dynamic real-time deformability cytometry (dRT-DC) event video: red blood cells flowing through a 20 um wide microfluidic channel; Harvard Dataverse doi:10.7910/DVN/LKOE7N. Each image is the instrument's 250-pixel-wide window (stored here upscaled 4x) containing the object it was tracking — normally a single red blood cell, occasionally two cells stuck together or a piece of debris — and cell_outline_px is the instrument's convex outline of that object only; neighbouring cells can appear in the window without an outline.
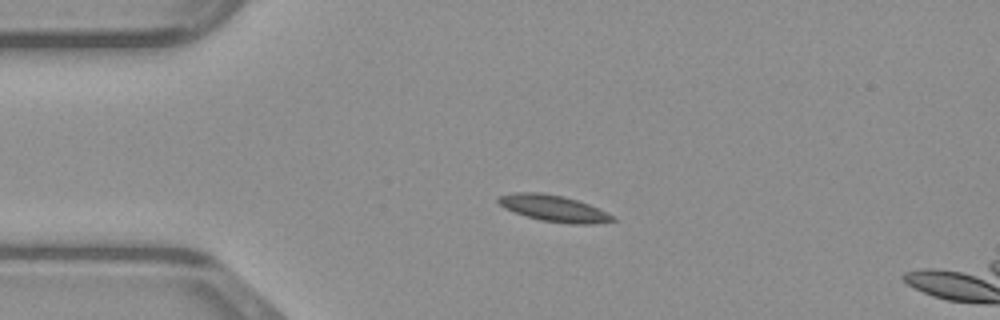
{"species": "common noctule bat (a hibernating species)", "species_latin": "Nyctalus noctula", "temperature_condition": "warm", "stored_images_in_passage": 38, "camera_frame_rate_fps": 3000, "um_per_image_px": 0.085, "animal": {"sex": "male", "body_mass_g": 23.1, "forearm_length_mm": 52.7}, "frame": {"image": 1, "passage_image": 10, "time_ms": 3.0, "image_size_px": [1000, 320], "cell_outline_px": [[616, 220], [592, 224], [572, 224], [540, 220], [504, 208], [496, 200], [500, 196], [512, 192], [540, 192], [564, 196], [588, 204], [612, 216]], "centroid_in_image_um": [47.02, 17.7], "position_along_channel_um": 38.0, "area_um2": 17.22}}
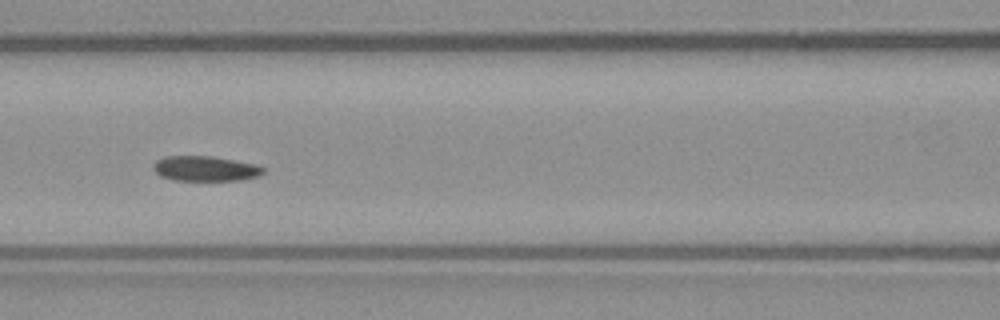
{"frame": {"image": 2, "passage_image": 20, "time_ms": 6.333, "image_size_px": [1000, 320], "cell_outline_px": [[264, 172], [256, 176], [240, 180], [172, 180], [160, 176], [152, 168], [152, 164], [156, 160], [164, 156], [212, 156], [256, 164], [264, 168]], "centroid_in_image_um": [17.4, 14.32], "position_along_channel_um": 149.2, "area_um2": 16.07}}
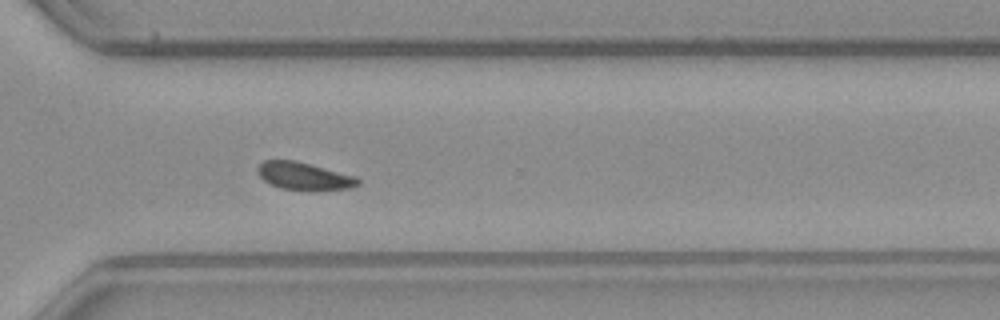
{"frame": {"image": 3, "passage_image": 34, "time_ms": 11.0, "image_size_px": [1000, 320], "cell_outline_px": [[360, 184], [352, 188], [316, 192], [280, 188], [264, 180], [260, 176], [256, 168], [264, 160], [296, 160], [356, 176], [360, 180]], "centroid_in_image_um": [25.9, 14.99], "position_along_channel_um": 344.7, "area_um2": 16.53}}